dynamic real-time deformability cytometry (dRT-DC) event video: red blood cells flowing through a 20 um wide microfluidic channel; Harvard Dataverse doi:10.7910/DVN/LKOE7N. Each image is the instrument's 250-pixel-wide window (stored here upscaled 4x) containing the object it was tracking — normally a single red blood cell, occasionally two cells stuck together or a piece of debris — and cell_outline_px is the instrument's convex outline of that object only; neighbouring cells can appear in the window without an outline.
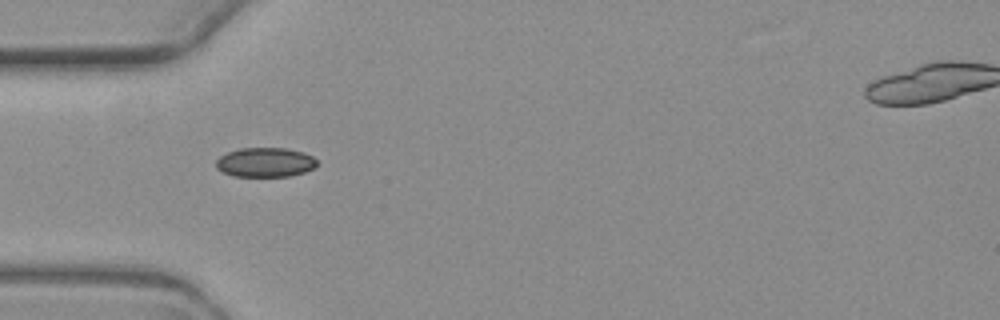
{"species": "common noctule bat (a hibernating species)", "species_latin": "Nyctalus noctula", "temperature_condition": "warm", "stored_images_in_passage": 4, "camera_frame_rate_fps": 3000, "um_per_image_px": 0.085, "animal": {"sex": "female", "body_mass_g": 19.3, "forearm_length_mm": 54.1}, "frame": {"image": 1, "passage_image": 3, "time_ms": 2.667, "image_size_px": [1000, 320], "cell_outline_px": [[316, 164], [312, 168], [304, 172], [288, 176], [232, 176], [216, 168], [216, 160], [220, 156], [228, 152], [240, 148], [288, 148], [304, 152], [312, 156], [316, 160]], "centroid_in_image_um": [22.53, 13.79], "position_along_channel_um": 62.5, "area_um2": 17.22}}
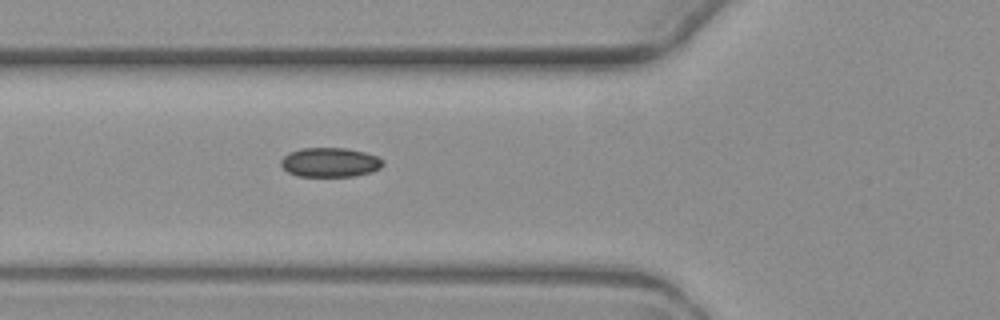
{"frame": {"image": 2, "passage_image": 4, "time_ms": 3.667, "image_size_px": [1000, 320], "cell_outline_px": [[384, 164], [380, 168], [372, 172], [356, 176], [300, 176], [288, 172], [280, 164], [280, 160], [288, 152], [300, 148], [344, 148], [364, 152], [376, 156], [384, 160]], "centroid_in_image_um": [28.05, 13.8], "position_along_channel_um": 97.7, "area_um2": 17.51}}